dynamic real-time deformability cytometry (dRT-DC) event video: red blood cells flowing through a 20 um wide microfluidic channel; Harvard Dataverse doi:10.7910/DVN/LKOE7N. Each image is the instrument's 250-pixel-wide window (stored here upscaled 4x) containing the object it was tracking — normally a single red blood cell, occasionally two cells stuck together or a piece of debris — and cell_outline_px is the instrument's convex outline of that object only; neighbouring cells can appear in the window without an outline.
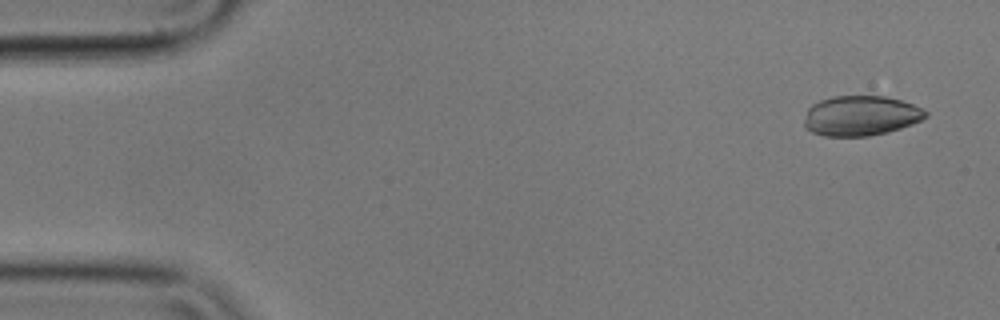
{"species": "common noctule bat (a hibernating species)", "species_latin": "Nyctalus noctula", "temperature_condition": "cold", "stored_images_in_passage": 56, "camera_frame_rate_fps": 3000, "um_per_image_px": 0.085, "animal": {"sex": "male", "body_mass_g": 17.9}, "frame": {"image": 1, "passage_image": 3, "time_ms": 0.667, "image_size_px": [1000, 320], "cell_outline_px": [[928, 116], [912, 124], [888, 132], [868, 136], [824, 136], [812, 132], [804, 128], [804, 120], [808, 108], [812, 104], [820, 100], [836, 96], [884, 96], [900, 100], [912, 104], [928, 112]], "centroid_in_image_um": [73.14, 9.84], "position_along_channel_um": 11.9, "area_um2": 28.26}}
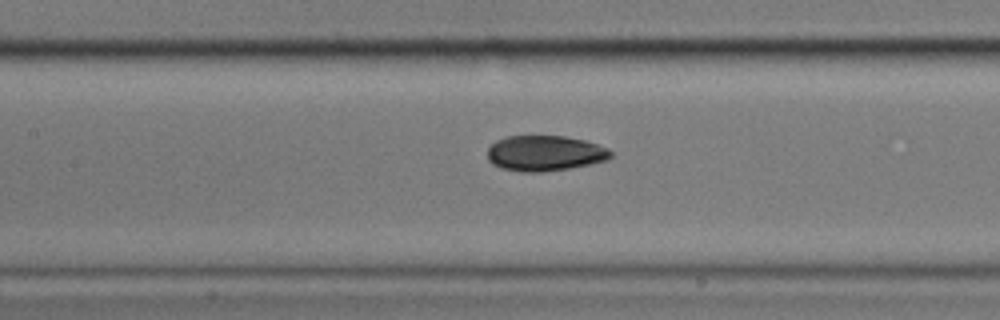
{"frame": {"image": 2, "passage_image": 25, "time_ms": 8.0, "image_size_px": [1000, 320], "cell_outline_px": [[612, 156], [608, 160], [568, 168], [544, 172], [520, 172], [500, 168], [492, 164], [488, 160], [488, 148], [496, 140], [508, 136], [564, 136], [584, 140], [608, 148], [612, 152]], "centroid_in_image_um": [46.29, 13.03], "position_along_channel_um": 161.1, "area_um2": 25.55}}
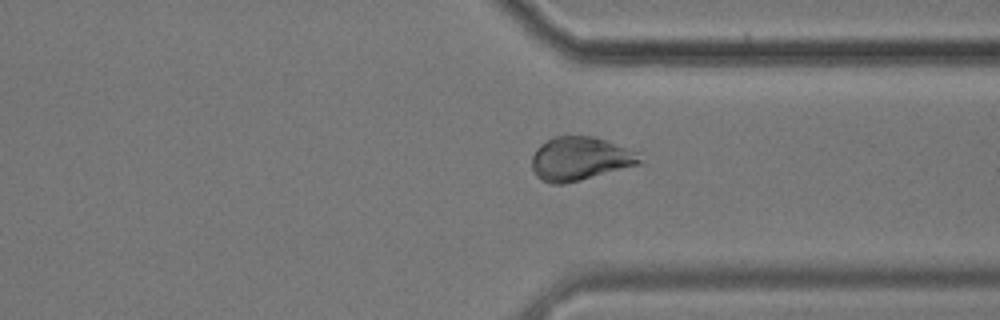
{"frame": {"image": 3, "passage_image": 42, "time_ms": 13.667, "image_size_px": [1000, 320], "cell_outline_px": [[640, 164], [580, 180], [564, 184], [552, 184], [540, 180], [536, 176], [532, 168], [532, 156], [536, 148], [540, 144], [552, 136], [596, 136], [636, 152], [640, 160]], "centroid_in_image_um": [49.23, 13.49], "position_along_channel_um": 362.2, "area_um2": 27.34}, "authors_computed_cell_mechanics": {"area_um2": 27.6573, "velocity_mm_per_s": 3.5563, "shape_relaxation_time_tau1_ms": 5.7945, "shape_relaxation_time_tau2_ms": 1.8806, "deformation_change_tau1": 0.1712, "deformation_change_tau2": 0.0488}}